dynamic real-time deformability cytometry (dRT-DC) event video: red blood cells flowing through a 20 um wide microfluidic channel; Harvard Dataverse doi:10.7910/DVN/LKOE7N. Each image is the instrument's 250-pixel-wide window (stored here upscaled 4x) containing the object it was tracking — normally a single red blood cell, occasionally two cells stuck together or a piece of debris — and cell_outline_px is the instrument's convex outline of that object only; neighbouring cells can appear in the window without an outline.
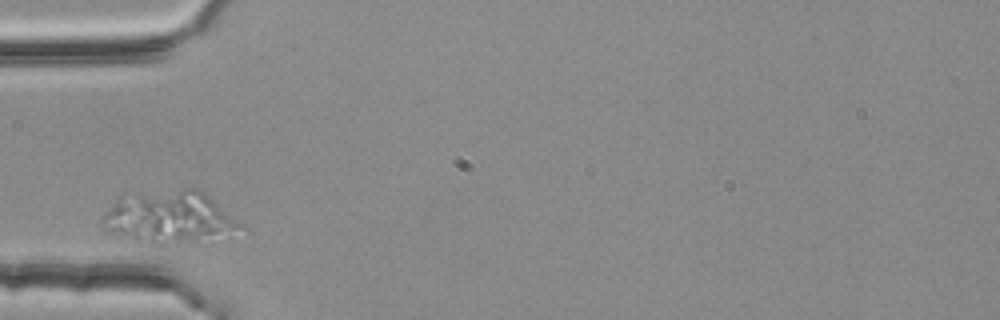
{"species": "common noctule bat (a hibernating species)", "species_latin": "Nyctalus noctula", "temperature_condition": "room temperature", "stored_images_in_passage": 1, "camera_frame_rate_fps": 3000, "um_per_image_px": 0.085, "animal": {"sex": "female", "body_mass_g": 25.1}, "frame": {"image": 1, "passage_image": 1, "time_ms": 0.0, "image_size_px": [1000, 320], "cell_outline_px": [[248, 232], [192, 244], [152, 244], [136, 240], [108, 232], [100, 224], [100, 220], [116, 200], [124, 192], [184, 188], [200, 188], [244, 224], [248, 228]], "centroid_in_image_um": [14.51, 18.47], "position_along_channel_um": 70.5, "area_um2": 43.99}}